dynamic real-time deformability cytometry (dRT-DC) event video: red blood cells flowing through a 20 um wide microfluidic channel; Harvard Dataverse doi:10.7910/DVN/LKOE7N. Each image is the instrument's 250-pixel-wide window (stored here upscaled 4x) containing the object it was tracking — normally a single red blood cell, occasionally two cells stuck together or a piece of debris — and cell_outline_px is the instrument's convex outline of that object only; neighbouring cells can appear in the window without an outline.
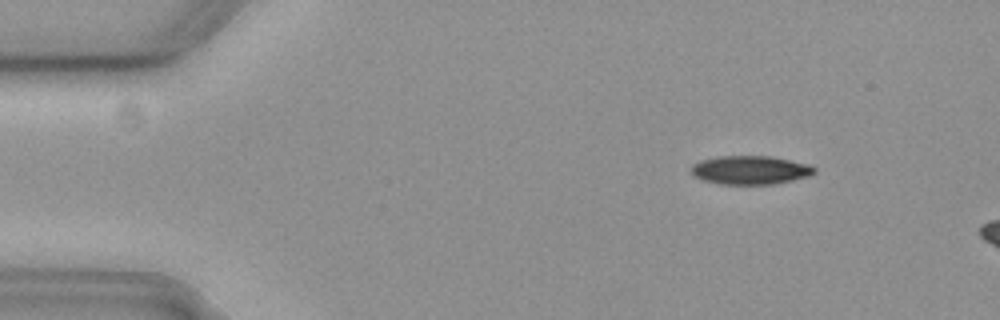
{"species": "common noctule bat (a hibernating species)", "species_latin": "Nyctalus noctula", "temperature_condition": "cold", "stored_images_in_passage": 14, "camera_frame_rate_fps": 3000, "um_per_image_px": 0.085, "animal": {"sex": "female", "body_mass_g": 19.3, "forearm_length_mm": 54.1}, "frame": {"image": 1, "passage_image": 8, "time_ms": 2.333, "image_size_px": [1000, 320], "cell_outline_px": [[816, 172], [808, 176], [792, 180], [772, 184], [720, 184], [704, 180], [692, 176], [692, 164], [700, 160], [716, 156], [772, 156], [808, 164], [816, 168]], "centroid_in_image_um": [63.75, 14.44], "position_along_channel_um": 21.2, "area_um2": 20.58}}